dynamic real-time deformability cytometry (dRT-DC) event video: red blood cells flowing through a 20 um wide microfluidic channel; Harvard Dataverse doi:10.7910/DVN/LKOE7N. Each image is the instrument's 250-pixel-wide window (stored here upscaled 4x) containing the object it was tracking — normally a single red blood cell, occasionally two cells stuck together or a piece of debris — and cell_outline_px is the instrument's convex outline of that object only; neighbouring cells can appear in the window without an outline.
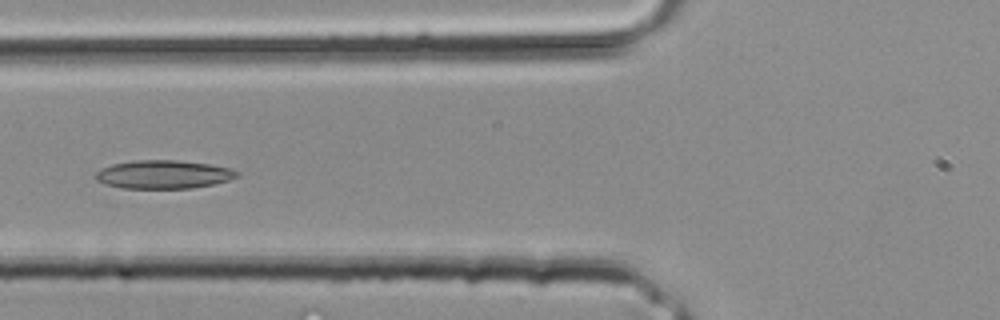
{"species": "common noctule bat (a hibernating species)", "species_latin": "Nyctalus noctula", "temperature_condition": "room temperature", "stored_images_in_passage": 26, "camera_frame_rate_fps": 3000, "um_per_image_px": 0.085, "animal": {"sex": "male", "body_mass_g": 20.4}, "frame": {"image": 1, "passage_image": 5, "time_ms": 1.333, "image_size_px": [1000, 320], "cell_outline_px": [[240, 176], [228, 180], [212, 184], [192, 188], [124, 188], [104, 184], [96, 180], [96, 172], [100, 168], [112, 164], [132, 160], [176, 160], [208, 164], [228, 168], [240, 172]], "centroid_in_image_um": [13.87, 14.82], "position_along_channel_um": 111.9, "area_um2": 23.35}}
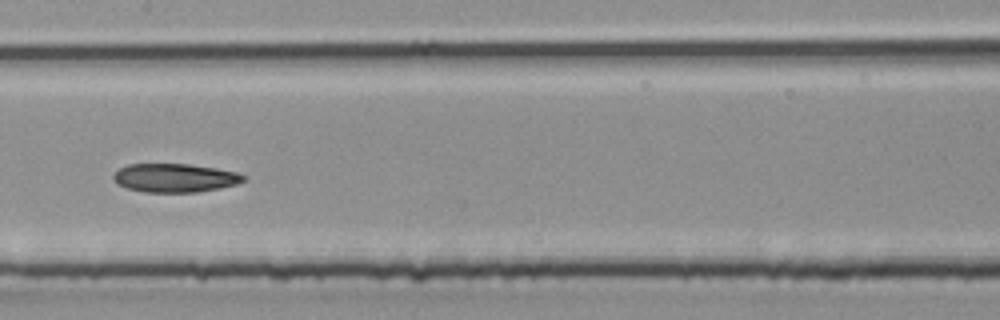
{"frame": {"image": 2, "passage_image": 9, "time_ms": 2.667, "image_size_px": [1000, 320], "cell_outline_px": [[248, 176], [244, 180], [236, 184], [220, 188], [196, 192], [144, 192], [128, 188], [116, 184], [112, 176], [120, 168], [128, 164], [188, 164], [216, 168], [236, 172]], "centroid_in_image_um": [14.86, 15.12], "position_along_channel_um": 192.5, "area_um2": 21.68}}
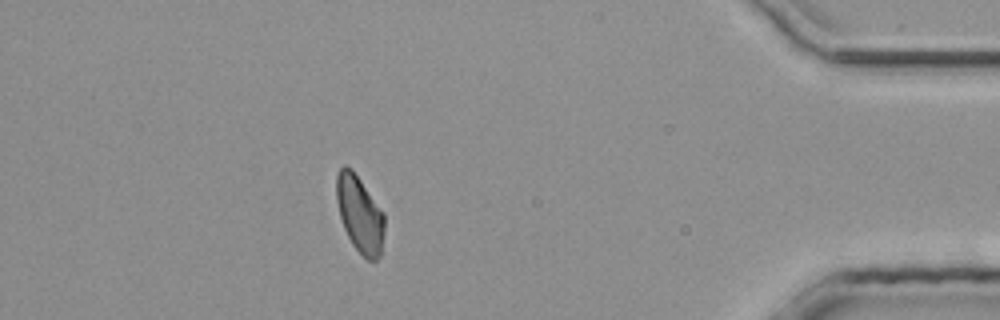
{"frame": {"image": 3, "passage_image": 22, "time_ms": 7.0, "image_size_px": [1000, 320], "cell_outline_px": [[384, 232], [380, 256], [376, 260], [368, 260], [352, 244], [344, 228], [340, 216], [336, 200], [336, 176], [340, 168], [344, 164], [352, 168], [384, 212]], "centroid_in_image_um": [30.57, 18.16], "position_along_channel_um": 404.6, "area_um2": 21.44}}